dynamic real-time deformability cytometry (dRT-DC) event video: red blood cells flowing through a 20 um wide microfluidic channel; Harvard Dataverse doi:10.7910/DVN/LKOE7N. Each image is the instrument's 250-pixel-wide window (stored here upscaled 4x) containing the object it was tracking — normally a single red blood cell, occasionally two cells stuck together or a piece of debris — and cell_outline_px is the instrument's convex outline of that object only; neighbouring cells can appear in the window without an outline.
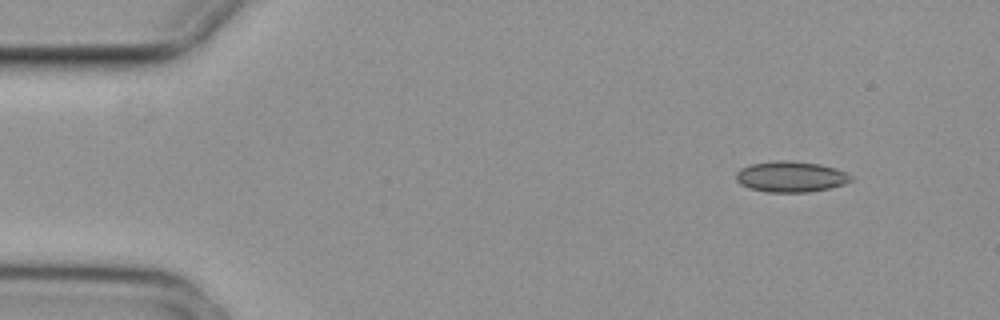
{"species": "common noctule bat (a hibernating species)", "species_latin": "Nyctalus noctula", "temperature_condition": "cold", "stored_images_in_passage": 4, "camera_frame_rate_fps": 3000, "um_per_image_px": 0.085, "animal": {"sex": "female", "body_mass_g": 29.2, "forearm_length_mm": 56.3}, "frame": {"image": 1, "passage_image": 1, "time_ms": 0.0, "image_size_px": [1000, 320], "cell_outline_px": [[852, 180], [844, 184], [832, 188], [808, 192], [768, 192], [748, 188], [740, 184], [736, 180], [736, 172], [740, 168], [752, 164], [780, 160], [788, 160], [820, 164], [836, 168], [852, 176]], "centroid_in_image_um": [67.21, 15.02], "position_along_channel_um": 17.8, "area_um2": 20.69}}